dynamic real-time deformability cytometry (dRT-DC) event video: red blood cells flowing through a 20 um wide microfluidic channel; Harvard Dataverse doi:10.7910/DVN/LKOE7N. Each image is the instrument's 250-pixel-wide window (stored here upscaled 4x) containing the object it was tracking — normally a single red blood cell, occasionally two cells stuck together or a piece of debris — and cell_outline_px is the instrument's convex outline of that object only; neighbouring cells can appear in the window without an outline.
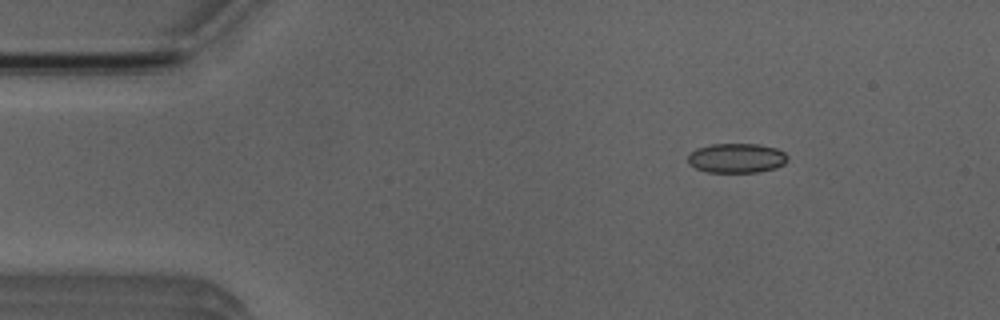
{"species": "Egyptian fruit bat (a non-hibernating species)", "species_latin": "Rousettus aegyptiacus", "temperature_condition": "room temperature", "stored_images_in_passage": 2, "camera_frame_rate_fps": 3000, "um_per_image_px": 0.085, "animal": {"sex": "male"}, "frame": {"image": 1, "passage_image": 1, "time_ms": 0.0, "image_size_px": [1000, 320], "cell_outline_px": [[788, 160], [784, 164], [776, 168], [760, 172], [708, 172], [696, 168], [688, 164], [688, 156], [696, 148], [712, 144], [760, 144], [776, 148], [784, 152], [788, 156]], "centroid_in_image_um": [62.63, 13.44], "position_along_channel_um": 22.4, "area_um2": 17.28}}